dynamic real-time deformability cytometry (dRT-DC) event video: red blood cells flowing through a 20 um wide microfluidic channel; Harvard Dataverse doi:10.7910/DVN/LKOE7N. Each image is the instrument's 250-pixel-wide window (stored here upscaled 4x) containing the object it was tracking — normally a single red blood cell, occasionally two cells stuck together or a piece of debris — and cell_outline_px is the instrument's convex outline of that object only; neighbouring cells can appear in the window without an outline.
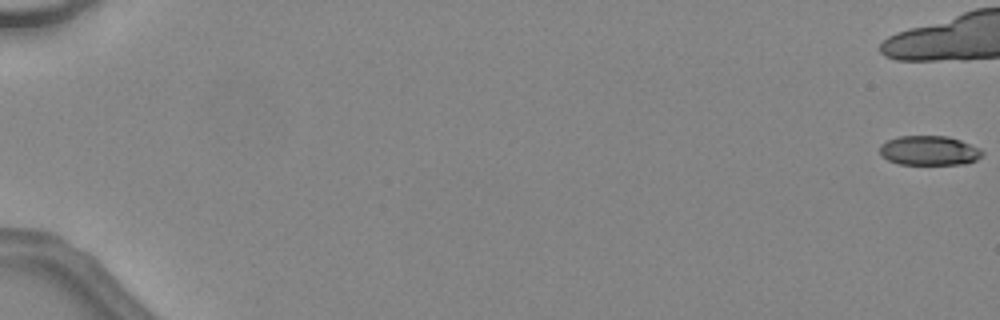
{"species": "common noctule bat (a hibernating species)", "species_latin": "Nyctalus noctula", "temperature_condition": "warm", "stored_images_in_passage": 17, "camera_frame_rate_fps": 3000, "um_per_image_px": 0.085, "animal": {"sex": "female", "body_mass_g": 24.6, "forearm_length_mm": 56.2}, "frame": {"image": 1, "passage_image": 1, "time_ms": 0.0, "image_size_px": [1000, 320], "cell_outline_px": [[984, 152], [976, 160], [968, 164], [900, 164], [888, 160], [880, 156], [880, 144], [888, 140], [900, 136], [948, 136], [960, 140], [980, 148]], "centroid_in_image_um": [78.98, 12.8], "position_along_channel_um": 6.0, "area_um2": 17.69}}